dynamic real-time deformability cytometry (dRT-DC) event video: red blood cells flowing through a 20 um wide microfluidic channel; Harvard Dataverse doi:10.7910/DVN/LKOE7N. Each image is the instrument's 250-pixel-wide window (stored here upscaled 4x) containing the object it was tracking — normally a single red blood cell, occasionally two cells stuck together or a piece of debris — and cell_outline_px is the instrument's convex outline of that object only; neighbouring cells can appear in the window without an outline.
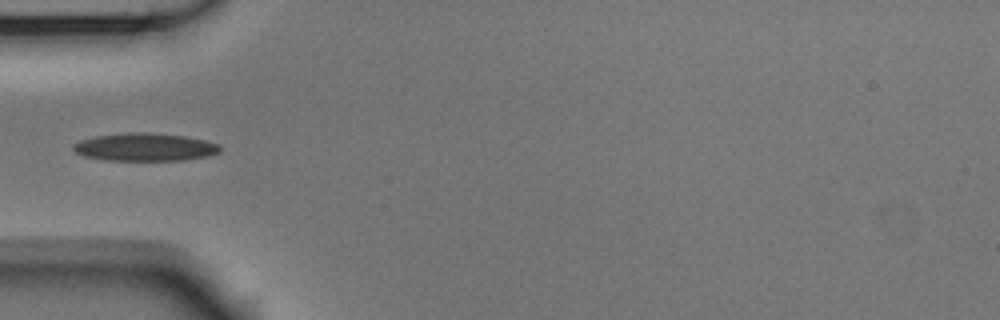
{"species": "Egyptian fruit bat (a non-hibernating species)", "species_latin": "Rousettus aegyptiacus", "temperature_condition": "room temperature", "stored_images_in_passage": 5, "camera_frame_rate_fps": 3000, "um_per_image_px": 0.085, "animal": {"sex": "male"}, "frame": {"image": 1, "passage_image": 5, "time_ms": 1.333, "image_size_px": [1000, 320], "cell_outline_px": [[220, 152], [208, 156], [184, 160], [104, 160], [84, 156], [76, 152], [72, 148], [72, 144], [80, 140], [96, 136], [128, 132], [148, 132], [184, 136], [204, 140], [220, 144]], "centroid_in_image_um": [12.31, 12.5], "position_along_channel_um": 72.7, "area_um2": 23.87}}